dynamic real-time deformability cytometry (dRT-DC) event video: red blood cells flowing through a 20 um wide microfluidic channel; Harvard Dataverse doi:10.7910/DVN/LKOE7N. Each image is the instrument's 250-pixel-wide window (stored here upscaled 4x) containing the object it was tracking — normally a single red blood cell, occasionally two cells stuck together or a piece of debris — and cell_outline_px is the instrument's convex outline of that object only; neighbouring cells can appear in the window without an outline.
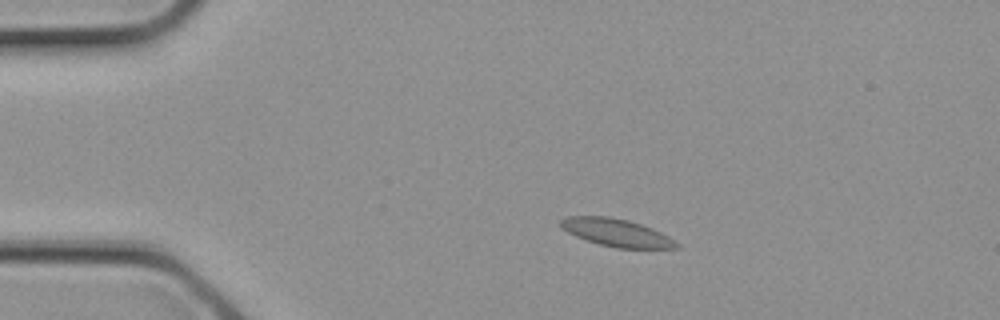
{"species": "common noctule bat (a hibernating species)", "species_latin": "Nyctalus noctula", "temperature_condition": "cold", "stored_images_in_passage": 4, "camera_frame_rate_fps": 3000, "um_per_image_px": 0.085, "animal": {"sex": "female", "body_mass_g": 21.9}, "frame": {"image": 1, "passage_image": 2, "time_ms": 0.333, "image_size_px": [1000, 320], "cell_outline_px": [[680, 248], [616, 248], [600, 244], [576, 236], [568, 232], [560, 224], [560, 220], [568, 216], [608, 216], [628, 220], [652, 228], [668, 236], [680, 244]], "centroid_in_image_um": [52.43, 19.77], "position_along_channel_um": 32.6, "area_um2": 18.44}}